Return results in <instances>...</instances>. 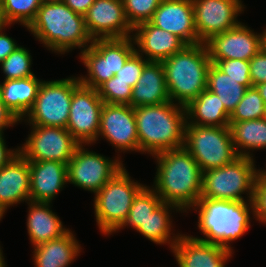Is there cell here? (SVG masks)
<instances>
[{
  "label": "cell",
  "mask_w": 266,
  "mask_h": 267,
  "mask_svg": "<svg viewBox=\"0 0 266 267\" xmlns=\"http://www.w3.org/2000/svg\"><path fill=\"white\" fill-rule=\"evenodd\" d=\"M229 128L238 156L255 159L250 151L266 149V118L229 122Z\"/></svg>",
  "instance_id": "29"
},
{
  "label": "cell",
  "mask_w": 266,
  "mask_h": 267,
  "mask_svg": "<svg viewBox=\"0 0 266 267\" xmlns=\"http://www.w3.org/2000/svg\"><path fill=\"white\" fill-rule=\"evenodd\" d=\"M6 21L10 25L19 23L27 28L35 19L41 0H3L1 3Z\"/></svg>",
  "instance_id": "33"
},
{
  "label": "cell",
  "mask_w": 266,
  "mask_h": 267,
  "mask_svg": "<svg viewBox=\"0 0 266 267\" xmlns=\"http://www.w3.org/2000/svg\"><path fill=\"white\" fill-rule=\"evenodd\" d=\"M184 147L199 164L202 173L229 164L238 157L229 126L187 124Z\"/></svg>",
  "instance_id": "9"
},
{
  "label": "cell",
  "mask_w": 266,
  "mask_h": 267,
  "mask_svg": "<svg viewBox=\"0 0 266 267\" xmlns=\"http://www.w3.org/2000/svg\"><path fill=\"white\" fill-rule=\"evenodd\" d=\"M132 36L126 38L94 39L92 44L80 52L79 58L87 68V75H80V83L97 89L123 67L135 52Z\"/></svg>",
  "instance_id": "8"
},
{
  "label": "cell",
  "mask_w": 266,
  "mask_h": 267,
  "mask_svg": "<svg viewBox=\"0 0 266 267\" xmlns=\"http://www.w3.org/2000/svg\"><path fill=\"white\" fill-rule=\"evenodd\" d=\"M10 26L11 25L6 21L4 13H3V9H2V5L0 4V32L2 30H5V27Z\"/></svg>",
  "instance_id": "45"
},
{
  "label": "cell",
  "mask_w": 266,
  "mask_h": 267,
  "mask_svg": "<svg viewBox=\"0 0 266 267\" xmlns=\"http://www.w3.org/2000/svg\"><path fill=\"white\" fill-rule=\"evenodd\" d=\"M17 123H20V120L6 107L0 95V135Z\"/></svg>",
  "instance_id": "41"
},
{
  "label": "cell",
  "mask_w": 266,
  "mask_h": 267,
  "mask_svg": "<svg viewBox=\"0 0 266 267\" xmlns=\"http://www.w3.org/2000/svg\"><path fill=\"white\" fill-rule=\"evenodd\" d=\"M31 132L20 154L28 161H59L68 164L79 143L66 129L54 126L29 125Z\"/></svg>",
  "instance_id": "12"
},
{
  "label": "cell",
  "mask_w": 266,
  "mask_h": 267,
  "mask_svg": "<svg viewBox=\"0 0 266 267\" xmlns=\"http://www.w3.org/2000/svg\"><path fill=\"white\" fill-rule=\"evenodd\" d=\"M187 124L224 127L229 126L230 113L225 109L218 95L205 89L188 106Z\"/></svg>",
  "instance_id": "27"
},
{
  "label": "cell",
  "mask_w": 266,
  "mask_h": 267,
  "mask_svg": "<svg viewBox=\"0 0 266 267\" xmlns=\"http://www.w3.org/2000/svg\"><path fill=\"white\" fill-rule=\"evenodd\" d=\"M71 229L62 237L33 247L35 267H69L82 252Z\"/></svg>",
  "instance_id": "25"
},
{
  "label": "cell",
  "mask_w": 266,
  "mask_h": 267,
  "mask_svg": "<svg viewBox=\"0 0 266 267\" xmlns=\"http://www.w3.org/2000/svg\"><path fill=\"white\" fill-rule=\"evenodd\" d=\"M257 88V90L260 93V96L262 97L263 101L266 104V82L258 84L255 86Z\"/></svg>",
  "instance_id": "46"
},
{
  "label": "cell",
  "mask_w": 266,
  "mask_h": 267,
  "mask_svg": "<svg viewBox=\"0 0 266 267\" xmlns=\"http://www.w3.org/2000/svg\"><path fill=\"white\" fill-rule=\"evenodd\" d=\"M64 0H41L42 3H61Z\"/></svg>",
  "instance_id": "49"
},
{
  "label": "cell",
  "mask_w": 266,
  "mask_h": 267,
  "mask_svg": "<svg viewBox=\"0 0 266 267\" xmlns=\"http://www.w3.org/2000/svg\"><path fill=\"white\" fill-rule=\"evenodd\" d=\"M79 144L67 164V182L94 195L124 167L121 156L113 159Z\"/></svg>",
  "instance_id": "11"
},
{
  "label": "cell",
  "mask_w": 266,
  "mask_h": 267,
  "mask_svg": "<svg viewBox=\"0 0 266 267\" xmlns=\"http://www.w3.org/2000/svg\"><path fill=\"white\" fill-rule=\"evenodd\" d=\"M99 137L105 138L119 153L139 152L134 108L130 105L104 103L97 141Z\"/></svg>",
  "instance_id": "15"
},
{
  "label": "cell",
  "mask_w": 266,
  "mask_h": 267,
  "mask_svg": "<svg viewBox=\"0 0 266 267\" xmlns=\"http://www.w3.org/2000/svg\"><path fill=\"white\" fill-rule=\"evenodd\" d=\"M139 152L152 157L184 146L187 113L172 101L134 108Z\"/></svg>",
  "instance_id": "2"
},
{
  "label": "cell",
  "mask_w": 266,
  "mask_h": 267,
  "mask_svg": "<svg viewBox=\"0 0 266 267\" xmlns=\"http://www.w3.org/2000/svg\"><path fill=\"white\" fill-rule=\"evenodd\" d=\"M32 64L30 51L23 46H19L0 63L2 73L5 74L4 80L35 76L31 70Z\"/></svg>",
  "instance_id": "34"
},
{
  "label": "cell",
  "mask_w": 266,
  "mask_h": 267,
  "mask_svg": "<svg viewBox=\"0 0 266 267\" xmlns=\"http://www.w3.org/2000/svg\"><path fill=\"white\" fill-rule=\"evenodd\" d=\"M170 100L188 106L207 88V73L211 60L204 43L186 45L161 62Z\"/></svg>",
  "instance_id": "5"
},
{
  "label": "cell",
  "mask_w": 266,
  "mask_h": 267,
  "mask_svg": "<svg viewBox=\"0 0 266 267\" xmlns=\"http://www.w3.org/2000/svg\"><path fill=\"white\" fill-rule=\"evenodd\" d=\"M84 20L92 40L126 38L133 33L122 0H95Z\"/></svg>",
  "instance_id": "17"
},
{
  "label": "cell",
  "mask_w": 266,
  "mask_h": 267,
  "mask_svg": "<svg viewBox=\"0 0 266 267\" xmlns=\"http://www.w3.org/2000/svg\"><path fill=\"white\" fill-rule=\"evenodd\" d=\"M132 38L136 46L135 51L147 61L153 62H162L187 45L177 35L157 28L150 22L135 26Z\"/></svg>",
  "instance_id": "19"
},
{
  "label": "cell",
  "mask_w": 266,
  "mask_h": 267,
  "mask_svg": "<svg viewBox=\"0 0 266 267\" xmlns=\"http://www.w3.org/2000/svg\"><path fill=\"white\" fill-rule=\"evenodd\" d=\"M153 157L157 161V171L152 189L162 202L188 213L198 202L202 192V171L199 164L184 146Z\"/></svg>",
  "instance_id": "1"
},
{
  "label": "cell",
  "mask_w": 266,
  "mask_h": 267,
  "mask_svg": "<svg viewBox=\"0 0 266 267\" xmlns=\"http://www.w3.org/2000/svg\"><path fill=\"white\" fill-rule=\"evenodd\" d=\"M44 47L57 54L75 48L82 52L93 42L84 16L72 11L64 2L42 3L35 19L26 28Z\"/></svg>",
  "instance_id": "4"
},
{
  "label": "cell",
  "mask_w": 266,
  "mask_h": 267,
  "mask_svg": "<svg viewBox=\"0 0 266 267\" xmlns=\"http://www.w3.org/2000/svg\"><path fill=\"white\" fill-rule=\"evenodd\" d=\"M260 170L266 175V169H260Z\"/></svg>",
  "instance_id": "50"
},
{
  "label": "cell",
  "mask_w": 266,
  "mask_h": 267,
  "mask_svg": "<svg viewBox=\"0 0 266 267\" xmlns=\"http://www.w3.org/2000/svg\"><path fill=\"white\" fill-rule=\"evenodd\" d=\"M244 23L211 36L204 42L211 63L239 59L250 61L262 49V32H254Z\"/></svg>",
  "instance_id": "16"
},
{
  "label": "cell",
  "mask_w": 266,
  "mask_h": 267,
  "mask_svg": "<svg viewBox=\"0 0 266 267\" xmlns=\"http://www.w3.org/2000/svg\"><path fill=\"white\" fill-rule=\"evenodd\" d=\"M262 49L266 52V28L262 32Z\"/></svg>",
  "instance_id": "47"
},
{
  "label": "cell",
  "mask_w": 266,
  "mask_h": 267,
  "mask_svg": "<svg viewBox=\"0 0 266 267\" xmlns=\"http://www.w3.org/2000/svg\"><path fill=\"white\" fill-rule=\"evenodd\" d=\"M161 202L157 193L150 186H145L134 198L128 218L116 233L128 226L137 230Z\"/></svg>",
  "instance_id": "31"
},
{
  "label": "cell",
  "mask_w": 266,
  "mask_h": 267,
  "mask_svg": "<svg viewBox=\"0 0 266 267\" xmlns=\"http://www.w3.org/2000/svg\"><path fill=\"white\" fill-rule=\"evenodd\" d=\"M30 199L33 202H52L65 188L67 164L59 161H29Z\"/></svg>",
  "instance_id": "22"
},
{
  "label": "cell",
  "mask_w": 266,
  "mask_h": 267,
  "mask_svg": "<svg viewBox=\"0 0 266 267\" xmlns=\"http://www.w3.org/2000/svg\"><path fill=\"white\" fill-rule=\"evenodd\" d=\"M190 210L198 213L197 227L204 235V238L192 237L216 244L232 252L234 250L230 243L241 238L251 228L250 213L253 219L255 218L253 201L200 198Z\"/></svg>",
  "instance_id": "3"
},
{
  "label": "cell",
  "mask_w": 266,
  "mask_h": 267,
  "mask_svg": "<svg viewBox=\"0 0 266 267\" xmlns=\"http://www.w3.org/2000/svg\"><path fill=\"white\" fill-rule=\"evenodd\" d=\"M20 153L19 147L8 149L4 134L0 135V170Z\"/></svg>",
  "instance_id": "43"
},
{
  "label": "cell",
  "mask_w": 266,
  "mask_h": 267,
  "mask_svg": "<svg viewBox=\"0 0 266 267\" xmlns=\"http://www.w3.org/2000/svg\"><path fill=\"white\" fill-rule=\"evenodd\" d=\"M80 84L79 77L41 82L32 109L20 122L27 125L66 128L73 90Z\"/></svg>",
  "instance_id": "10"
},
{
  "label": "cell",
  "mask_w": 266,
  "mask_h": 267,
  "mask_svg": "<svg viewBox=\"0 0 266 267\" xmlns=\"http://www.w3.org/2000/svg\"><path fill=\"white\" fill-rule=\"evenodd\" d=\"M171 252L178 267H225L233 255L226 248L186 234L181 235Z\"/></svg>",
  "instance_id": "20"
},
{
  "label": "cell",
  "mask_w": 266,
  "mask_h": 267,
  "mask_svg": "<svg viewBox=\"0 0 266 267\" xmlns=\"http://www.w3.org/2000/svg\"><path fill=\"white\" fill-rule=\"evenodd\" d=\"M171 101L166 87L164 67L161 62L148 61L132 90L130 106L135 108Z\"/></svg>",
  "instance_id": "24"
},
{
  "label": "cell",
  "mask_w": 266,
  "mask_h": 267,
  "mask_svg": "<svg viewBox=\"0 0 266 267\" xmlns=\"http://www.w3.org/2000/svg\"><path fill=\"white\" fill-rule=\"evenodd\" d=\"M255 160L238 156L231 163L202 173L200 198L228 201H253L260 169ZM247 195V200L242 196Z\"/></svg>",
  "instance_id": "7"
},
{
  "label": "cell",
  "mask_w": 266,
  "mask_h": 267,
  "mask_svg": "<svg viewBox=\"0 0 266 267\" xmlns=\"http://www.w3.org/2000/svg\"><path fill=\"white\" fill-rule=\"evenodd\" d=\"M103 105L97 89L80 83L73 90L66 129L79 144L96 143Z\"/></svg>",
  "instance_id": "13"
},
{
  "label": "cell",
  "mask_w": 266,
  "mask_h": 267,
  "mask_svg": "<svg viewBox=\"0 0 266 267\" xmlns=\"http://www.w3.org/2000/svg\"><path fill=\"white\" fill-rule=\"evenodd\" d=\"M4 256H3V251L2 248L0 246V267H7L6 262L4 260Z\"/></svg>",
  "instance_id": "48"
},
{
  "label": "cell",
  "mask_w": 266,
  "mask_h": 267,
  "mask_svg": "<svg viewBox=\"0 0 266 267\" xmlns=\"http://www.w3.org/2000/svg\"><path fill=\"white\" fill-rule=\"evenodd\" d=\"M30 199L29 161L20 153L0 170V216L11 206Z\"/></svg>",
  "instance_id": "21"
},
{
  "label": "cell",
  "mask_w": 266,
  "mask_h": 267,
  "mask_svg": "<svg viewBox=\"0 0 266 267\" xmlns=\"http://www.w3.org/2000/svg\"><path fill=\"white\" fill-rule=\"evenodd\" d=\"M133 88L113 76L97 88L98 95L107 104L130 105Z\"/></svg>",
  "instance_id": "35"
},
{
  "label": "cell",
  "mask_w": 266,
  "mask_h": 267,
  "mask_svg": "<svg viewBox=\"0 0 266 267\" xmlns=\"http://www.w3.org/2000/svg\"><path fill=\"white\" fill-rule=\"evenodd\" d=\"M148 61L136 51L127 59L123 67L115 74L118 80L127 82L132 88L138 82L144 65Z\"/></svg>",
  "instance_id": "38"
},
{
  "label": "cell",
  "mask_w": 266,
  "mask_h": 267,
  "mask_svg": "<svg viewBox=\"0 0 266 267\" xmlns=\"http://www.w3.org/2000/svg\"><path fill=\"white\" fill-rule=\"evenodd\" d=\"M149 22L177 35L187 45L201 43L195 28L192 0H162Z\"/></svg>",
  "instance_id": "18"
},
{
  "label": "cell",
  "mask_w": 266,
  "mask_h": 267,
  "mask_svg": "<svg viewBox=\"0 0 266 267\" xmlns=\"http://www.w3.org/2000/svg\"><path fill=\"white\" fill-rule=\"evenodd\" d=\"M3 31L0 32V63L20 46L16 40L6 35Z\"/></svg>",
  "instance_id": "42"
},
{
  "label": "cell",
  "mask_w": 266,
  "mask_h": 267,
  "mask_svg": "<svg viewBox=\"0 0 266 267\" xmlns=\"http://www.w3.org/2000/svg\"><path fill=\"white\" fill-rule=\"evenodd\" d=\"M27 233L33 247L62 237L70 229L63 226L51 207L52 202L28 201Z\"/></svg>",
  "instance_id": "23"
},
{
  "label": "cell",
  "mask_w": 266,
  "mask_h": 267,
  "mask_svg": "<svg viewBox=\"0 0 266 267\" xmlns=\"http://www.w3.org/2000/svg\"><path fill=\"white\" fill-rule=\"evenodd\" d=\"M215 65L226 75L238 80L246 88L253 87L250 80V62L239 59L220 60Z\"/></svg>",
  "instance_id": "37"
},
{
  "label": "cell",
  "mask_w": 266,
  "mask_h": 267,
  "mask_svg": "<svg viewBox=\"0 0 266 267\" xmlns=\"http://www.w3.org/2000/svg\"><path fill=\"white\" fill-rule=\"evenodd\" d=\"M183 213L178 207L168 204L166 202H161L155 210L148 216L144 224L136 230L157 245H169L172 250L174 245L178 242V239L182 234L179 232L177 234L172 231V211ZM172 231V232H171ZM172 235V236H171Z\"/></svg>",
  "instance_id": "28"
},
{
  "label": "cell",
  "mask_w": 266,
  "mask_h": 267,
  "mask_svg": "<svg viewBox=\"0 0 266 267\" xmlns=\"http://www.w3.org/2000/svg\"><path fill=\"white\" fill-rule=\"evenodd\" d=\"M195 28L201 43L211 36L233 29L244 13L242 0H192Z\"/></svg>",
  "instance_id": "14"
},
{
  "label": "cell",
  "mask_w": 266,
  "mask_h": 267,
  "mask_svg": "<svg viewBox=\"0 0 266 267\" xmlns=\"http://www.w3.org/2000/svg\"><path fill=\"white\" fill-rule=\"evenodd\" d=\"M41 82L35 75L0 83L2 101L20 121L32 109Z\"/></svg>",
  "instance_id": "26"
},
{
  "label": "cell",
  "mask_w": 266,
  "mask_h": 267,
  "mask_svg": "<svg viewBox=\"0 0 266 267\" xmlns=\"http://www.w3.org/2000/svg\"><path fill=\"white\" fill-rule=\"evenodd\" d=\"M266 118V104L256 87L247 88L243 98L230 114V122Z\"/></svg>",
  "instance_id": "32"
},
{
  "label": "cell",
  "mask_w": 266,
  "mask_h": 267,
  "mask_svg": "<svg viewBox=\"0 0 266 267\" xmlns=\"http://www.w3.org/2000/svg\"><path fill=\"white\" fill-rule=\"evenodd\" d=\"M255 220L266 225V175L260 170L255 186Z\"/></svg>",
  "instance_id": "39"
},
{
  "label": "cell",
  "mask_w": 266,
  "mask_h": 267,
  "mask_svg": "<svg viewBox=\"0 0 266 267\" xmlns=\"http://www.w3.org/2000/svg\"><path fill=\"white\" fill-rule=\"evenodd\" d=\"M206 89L218 95L225 109L231 114L243 98L247 88L211 63L207 73Z\"/></svg>",
  "instance_id": "30"
},
{
  "label": "cell",
  "mask_w": 266,
  "mask_h": 267,
  "mask_svg": "<svg viewBox=\"0 0 266 267\" xmlns=\"http://www.w3.org/2000/svg\"><path fill=\"white\" fill-rule=\"evenodd\" d=\"M146 185L132 180L125 166L94 196V216L103 235L115 233L126 221L134 198Z\"/></svg>",
  "instance_id": "6"
},
{
  "label": "cell",
  "mask_w": 266,
  "mask_h": 267,
  "mask_svg": "<svg viewBox=\"0 0 266 267\" xmlns=\"http://www.w3.org/2000/svg\"><path fill=\"white\" fill-rule=\"evenodd\" d=\"M63 2L72 11L84 16L95 0H64Z\"/></svg>",
  "instance_id": "44"
},
{
  "label": "cell",
  "mask_w": 266,
  "mask_h": 267,
  "mask_svg": "<svg viewBox=\"0 0 266 267\" xmlns=\"http://www.w3.org/2000/svg\"><path fill=\"white\" fill-rule=\"evenodd\" d=\"M162 0H122L126 17L130 25L149 22Z\"/></svg>",
  "instance_id": "36"
},
{
  "label": "cell",
  "mask_w": 266,
  "mask_h": 267,
  "mask_svg": "<svg viewBox=\"0 0 266 267\" xmlns=\"http://www.w3.org/2000/svg\"><path fill=\"white\" fill-rule=\"evenodd\" d=\"M249 62L252 86L266 82V52L261 49Z\"/></svg>",
  "instance_id": "40"
}]
</instances>
